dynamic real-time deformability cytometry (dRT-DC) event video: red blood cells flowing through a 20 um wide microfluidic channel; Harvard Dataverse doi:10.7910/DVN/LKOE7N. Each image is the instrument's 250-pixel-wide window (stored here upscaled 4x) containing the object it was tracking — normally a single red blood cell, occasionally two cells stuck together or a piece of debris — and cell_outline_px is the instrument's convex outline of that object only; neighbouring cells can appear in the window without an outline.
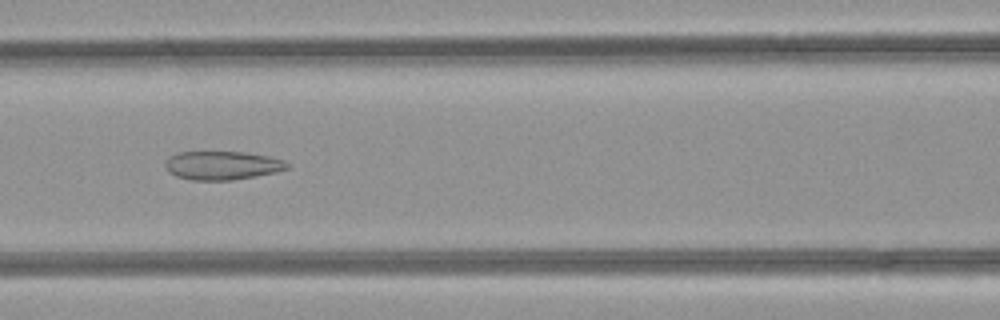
{"species": "common noctule bat (a hibernating species)", "species_latin": "Nyctalus noctula", "temperature_condition": "room temperature", "stored_images_in_passage": 35, "camera_frame_rate_fps": 3000, "um_per_image_px": 0.085, "animal": {"sex": "female", "body_mass_g": 21.9}, "frame": {"image": 1, "passage_image": 8, "time_ms": 2.333, "image_size_px": [1000, 320], "cell_outline_px": [[292, 164], [288, 168], [276, 172], [256, 176], [232, 180], [192, 180], [176, 176], [168, 172], [164, 164], [168, 156], [176, 152], [248, 152], [268, 156], [284, 160]], "centroid_in_image_um": [18.89, 14.05], "position_along_channel_um": 147.7, "area_um2": 20.58}}
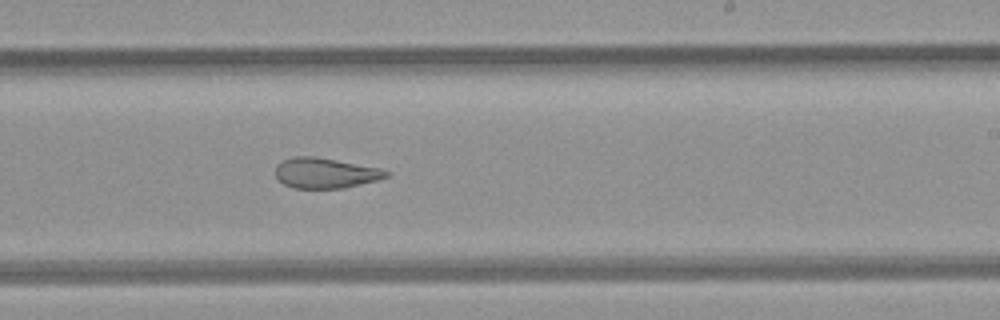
{"frame": {"image": 2, "passage_image": 16, "time_ms": 5.0, "image_size_px": [1000, 320], "cell_outline_px": [[388, 176], [380, 180], [344, 188], [292, 188], [284, 184], [276, 176], [276, 164], [280, 160], [292, 156], [312, 156], [336, 160], [380, 168], [388, 172]], "centroid_in_image_um": [27.63, 14.7], "position_along_channel_um": 261.4, "area_um2": 19.65}}
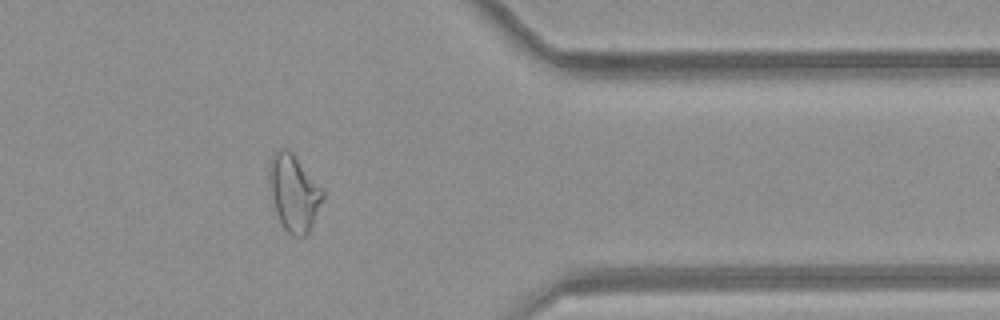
{"frame": {"image": 3, "passage_image": 26, "time_ms": 8.333, "image_size_px": [1000, 320], "cell_outline_px": [[324, 196], [312, 224], [308, 232], [304, 236], [292, 236], [284, 228], [276, 212], [268, 180], [268, 168], [272, 156], [280, 148], [288, 148], [292, 152], [324, 188]], "centroid_in_image_um": [24.99, 16.35], "position_along_channel_um": 386.4, "area_um2": 23.81}, "authors_computed_cell_mechanics": {"area_um2": 21.9062, "velocity_mm_per_s": 4.2826, "shape_relaxation_time_tau1_ms": null, "shape_relaxation_time_tau2_ms": 2.0619, "deformation_change_tau1": null, "deformation_change_tau2": 0.1006}}